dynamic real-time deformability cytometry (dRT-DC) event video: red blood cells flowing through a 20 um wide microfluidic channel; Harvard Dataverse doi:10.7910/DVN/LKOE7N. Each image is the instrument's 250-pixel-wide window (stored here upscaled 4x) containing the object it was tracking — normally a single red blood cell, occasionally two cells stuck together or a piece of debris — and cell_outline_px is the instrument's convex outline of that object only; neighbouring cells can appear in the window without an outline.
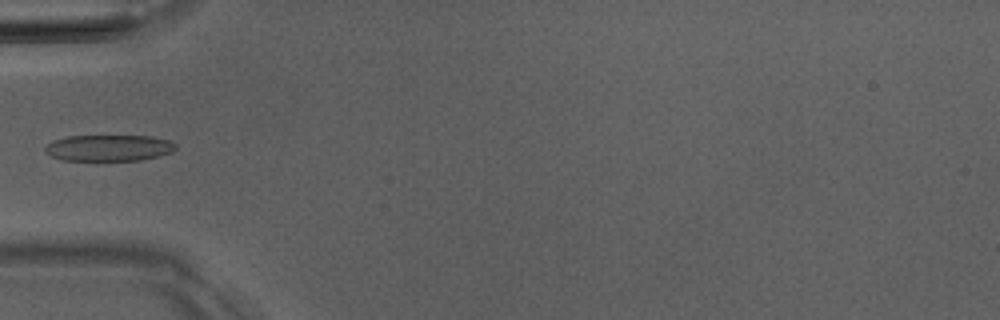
{"species": "Egyptian fruit bat (a non-hibernating species)", "species_latin": "Rousettus aegyptiacus", "temperature_condition": "room temperature", "stored_images_in_passage": 6, "camera_frame_rate_fps": 3000, "um_per_image_px": 0.085, "animal": {"sex": "male"}, "frame": {"image": 1, "passage_image": 4, "time_ms": 4.333, "image_size_px": [1000, 320], "cell_outline_px": [[176, 148], [172, 152], [160, 156], [140, 160], [96, 164], [60, 160], [44, 152], [44, 148], [52, 140], [68, 136], [152, 136], [168, 140], [176, 144]], "centroid_in_image_um": [9.2, 12.63], "position_along_channel_um": 75.8, "area_um2": 21.21}}